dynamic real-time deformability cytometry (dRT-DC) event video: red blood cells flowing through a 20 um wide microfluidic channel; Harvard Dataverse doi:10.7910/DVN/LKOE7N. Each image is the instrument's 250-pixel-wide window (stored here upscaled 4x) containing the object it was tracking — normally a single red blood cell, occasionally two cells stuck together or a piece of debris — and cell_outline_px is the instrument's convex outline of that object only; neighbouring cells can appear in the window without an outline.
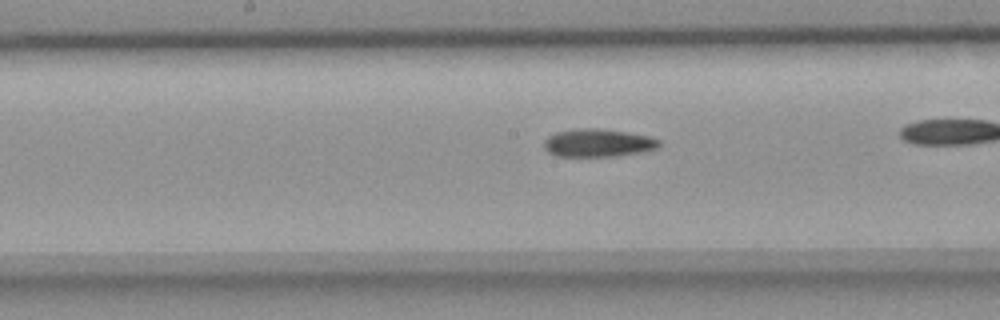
{"species": "common noctule bat (a hibernating species)", "species_latin": "Nyctalus noctula", "temperature_condition": "room temperature", "stored_images_in_passage": 33, "camera_frame_rate_fps": 3000, "um_per_image_px": 0.085, "animal": {"sex": "female", "body_mass_g": 18.4}, "frame": {"image": 1, "passage_image": 19, "time_ms": 6.0, "image_size_px": [1000, 320], "cell_outline_px": [[660, 144], [656, 148], [640, 152], [616, 156], [556, 156], [548, 152], [544, 148], [544, 140], [548, 136], [556, 132], [576, 128], [600, 128], [628, 132], [648, 136], [660, 140]], "centroid_in_image_um": [50.8, 12.14], "position_along_channel_um": 197.4, "area_um2": 18.79}}